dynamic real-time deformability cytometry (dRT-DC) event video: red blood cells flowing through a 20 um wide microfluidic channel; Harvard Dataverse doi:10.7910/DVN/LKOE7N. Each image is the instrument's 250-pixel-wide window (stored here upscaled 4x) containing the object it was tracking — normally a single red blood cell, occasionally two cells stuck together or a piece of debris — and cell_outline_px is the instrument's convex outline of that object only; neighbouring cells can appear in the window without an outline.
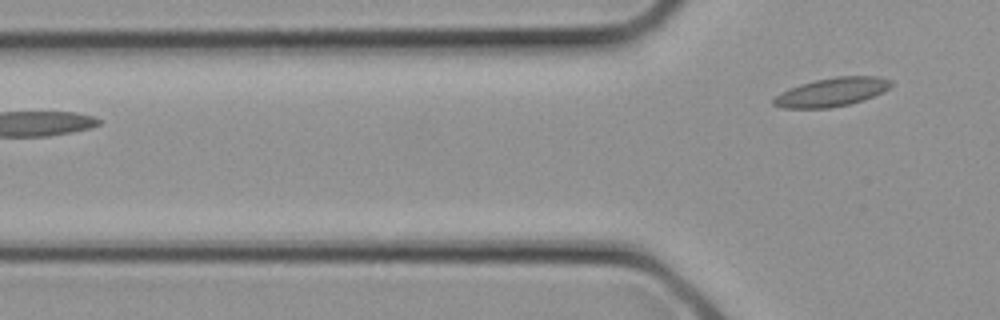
{"species": "common noctule bat (a hibernating species)", "species_latin": "Nyctalus noctula", "temperature_condition": "cold", "stored_images_in_passage": 7, "segment_of_instrument_passage": [2, 2], "camera_frame_rate_fps": 3000, "um_per_image_px": 0.085, "animal": {"sex": "female", "body_mass_g": 21.9}, "frame": {"image": 1, "passage_image": 7, "time_ms": 2.0, "image_size_px": [1000, 320], "cell_outline_px": [[892, 84], [888, 88], [864, 100], [848, 104], [828, 108], [780, 108], [772, 104], [772, 100], [776, 96], [788, 88], [800, 84], [816, 80], [836, 76], [876, 76], [892, 80]], "centroid_in_image_um": [70.66, 7.83], "position_along_channel_um": 55.1, "area_um2": 19.48}}